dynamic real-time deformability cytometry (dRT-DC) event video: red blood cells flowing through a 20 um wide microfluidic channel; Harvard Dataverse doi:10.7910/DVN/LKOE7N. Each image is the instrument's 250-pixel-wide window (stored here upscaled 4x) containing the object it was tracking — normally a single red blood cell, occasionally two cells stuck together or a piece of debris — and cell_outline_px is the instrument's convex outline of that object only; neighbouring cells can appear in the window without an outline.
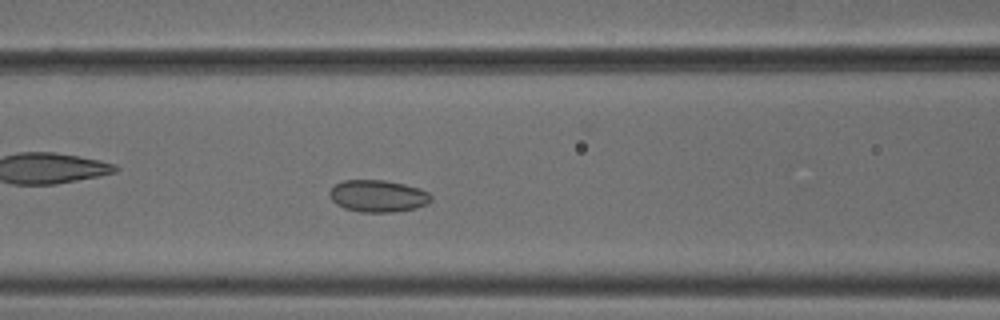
{"species": "common noctule bat (a hibernating species)", "species_latin": "Nyctalus noctula", "temperature_condition": "cold", "stored_images_in_passage": 47, "camera_frame_rate_fps": 3000, "um_per_image_px": 0.085, "animal": {"sex": "male", "body_mass_g": 18.8}, "frame": {"image": 1, "passage_image": 15, "time_ms": 4.667, "image_size_px": [1000, 320], "cell_outline_px": [[432, 200], [428, 204], [416, 208], [396, 212], [364, 212], [344, 208], [336, 204], [328, 196], [328, 192], [336, 184], [344, 180], [384, 180], [404, 184], [420, 188], [428, 192], [432, 196]], "centroid_in_image_um": [32.14, 16.66], "position_along_channel_um": 134.5, "area_um2": 19.07}}
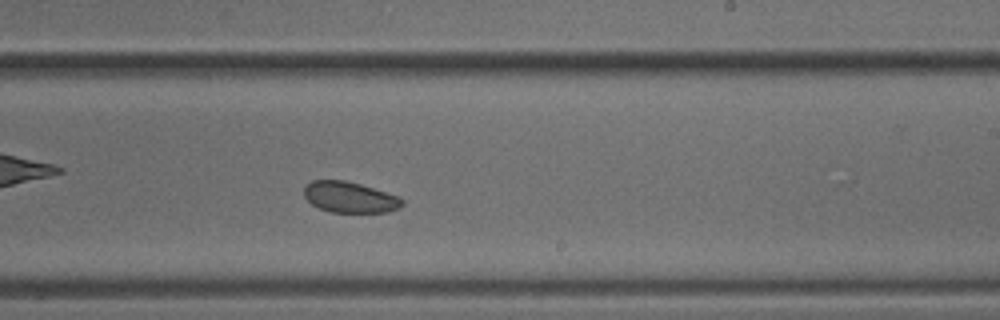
{"frame": {"image": 2, "passage_image": 25, "time_ms": 8.0, "image_size_px": [1000, 320], "cell_outline_px": [[404, 204], [400, 208], [388, 212], [332, 212], [320, 208], [312, 204], [304, 196], [304, 188], [312, 180], [344, 180], [360, 184], [400, 196], [404, 200]], "centroid_in_image_um": [29.77, 16.76], "position_along_channel_um": 259.2, "area_um2": 17.69}}
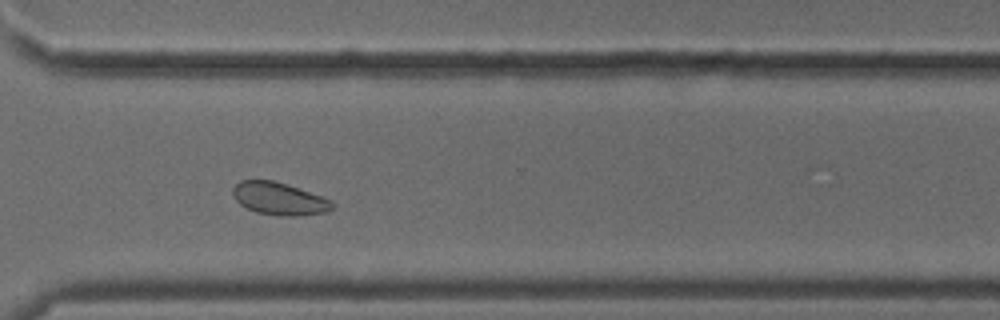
{"frame": {"image": 3, "passage_image": 32, "time_ms": 10.333, "image_size_px": [1000, 320], "cell_outline_px": [[336, 204], [328, 212], [300, 216], [280, 216], [256, 212], [240, 204], [236, 200], [232, 192], [232, 188], [240, 180], [272, 180], [288, 184], [332, 200]], "centroid_in_image_um": [23.76, 16.89], "position_along_channel_um": 346.8, "area_um2": 19.02}, "authors_computed_cell_mechanics": {"area_um2": 19.2474, "velocity_mm_per_s": 3.7542, "shape_relaxation_time_tau1_ms": null, "shape_relaxation_time_tau2_ms": 3.1284, "deformation_change_tau1": null, "deformation_change_tau2": 0.0482}}